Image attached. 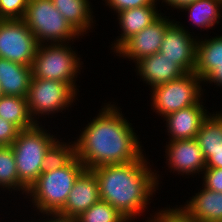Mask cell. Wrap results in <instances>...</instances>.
Wrapping results in <instances>:
<instances>
[{"mask_svg":"<svg viewBox=\"0 0 222 222\" xmlns=\"http://www.w3.org/2000/svg\"><path fill=\"white\" fill-rule=\"evenodd\" d=\"M85 170L83 163L75 156L65 167L42 172L27 190L36 210L41 213L59 212L65 205L74 182Z\"/></svg>","mask_w":222,"mask_h":222,"instance_id":"3","label":"cell"},{"mask_svg":"<svg viewBox=\"0 0 222 222\" xmlns=\"http://www.w3.org/2000/svg\"><path fill=\"white\" fill-rule=\"evenodd\" d=\"M119 111L115 104L103 107L74 142L76 157L86 170L125 164L143 156L138 135Z\"/></svg>","mask_w":222,"mask_h":222,"instance_id":"1","label":"cell"},{"mask_svg":"<svg viewBox=\"0 0 222 222\" xmlns=\"http://www.w3.org/2000/svg\"><path fill=\"white\" fill-rule=\"evenodd\" d=\"M203 81L215 83L219 87L222 86V63H220L219 67L214 69Z\"/></svg>","mask_w":222,"mask_h":222,"instance_id":"33","label":"cell"},{"mask_svg":"<svg viewBox=\"0 0 222 222\" xmlns=\"http://www.w3.org/2000/svg\"><path fill=\"white\" fill-rule=\"evenodd\" d=\"M203 187L222 192V168H205Z\"/></svg>","mask_w":222,"mask_h":222,"instance_id":"28","label":"cell"},{"mask_svg":"<svg viewBox=\"0 0 222 222\" xmlns=\"http://www.w3.org/2000/svg\"><path fill=\"white\" fill-rule=\"evenodd\" d=\"M182 9L188 11L194 26L208 29L219 23L222 0H197Z\"/></svg>","mask_w":222,"mask_h":222,"instance_id":"23","label":"cell"},{"mask_svg":"<svg viewBox=\"0 0 222 222\" xmlns=\"http://www.w3.org/2000/svg\"><path fill=\"white\" fill-rule=\"evenodd\" d=\"M182 207L199 222H222V192L204 187Z\"/></svg>","mask_w":222,"mask_h":222,"instance_id":"18","label":"cell"},{"mask_svg":"<svg viewBox=\"0 0 222 222\" xmlns=\"http://www.w3.org/2000/svg\"><path fill=\"white\" fill-rule=\"evenodd\" d=\"M202 103L199 102L165 116L167 132L171 136L170 141L196 138L204 120L210 115Z\"/></svg>","mask_w":222,"mask_h":222,"instance_id":"14","label":"cell"},{"mask_svg":"<svg viewBox=\"0 0 222 222\" xmlns=\"http://www.w3.org/2000/svg\"><path fill=\"white\" fill-rule=\"evenodd\" d=\"M157 5H145L138 8L126 9L118 12V20L122 34L114 43V52L130 37L157 20L162 13H158Z\"/></svg>","mask_w":222,"mask_h":222,"instance_id":"16","label":"cell"},{"mask_svg":"<svg viewBox=\"0 0 222 222\" xmlns=\"http://www.w3.org/2000/svg\"><path fill=\"white\" fill-rule=\"evenodd\" d=\"M23 20L39 45L67 43L79 34L55 8L52 0H29Z\"/></svg>","mask_w":222,"mask_h":222,"instance_id":"6","label":"cell"},{"mask_svg":"<svg viewBox=\"0 0 222 222\" xmlns=\"http://www.w3.org/2000/svg\"><path fill=\"white\" fill-rule=\"evenodd\" d=\"M163 222H199L194 219L182 206L163 210Z\"/></svg>","mask_w":222,"mask_h":222,"instance_id":"31","label":"cell"},{"mask_svg":"<svg viewBox=\"0 0 222 222\" xmlns=\"http://www.w3.org/2000/svg\"><path fill=\"white\" fill-rule=\"evenodd\" d=\"M166 146V158L168 168L177 171L178 174L193 175L203 172L206 168V161L196 138L185 140L169 141Z\"/></svg>","mask_w":222,"mask_h":222,"instance_id":"12","label":"cell"},{"mask_svg":"<svg viewBox=\"0 0 222 222\" xmlns=\"http://www.w3.org/2000/svg\"><path fill=\"white\" fill-rule=\"evenodd\" d=\"M222 63V36L197 40L195 74L204 80Z\"/></svg>","mask_w":222,"mask_h":222,"instance_id":"20","label":"cell"},{"mask_svg":"<svg viewBox=\"0 0 222 222\" xmlns=\"http://www.w3.org/2000/svg\"><path fill=\"white\" fill-rule=\"evenodd\" d=\"M39 124L31 129L21 130L11 145L19 182L27 190L42 173L45 152L57 140Z\"/></svg>","mask_w":222,"mask_h":222,"instance_id":"4","label":"cell"},{"mask_svg":"<svg viewBox=\"0 0 222 222\" xmlns=\"http://www.w3.org/2000/svg\"><path fill=\"white\" fill-rule=\"evenodd\" d=\"M91 171L98 181L100 199L116 208L128 222L147 209L159 184L157 173L152 172L144 155L132 162L98 166Z\"/></svg>","mask_w":222,"mask_h":222,"instance_id":"2","label":"cell"},{"mask_svg":"<svg viewBox=\"0 0 222 222\" xmlns=\"http://www.w3.org/2000/svg\"><path fill=\"white\" fill-rule=\"evenodd\" d=\"M60 142L57 139L45 152L42 172H49L65 167L75 156V143Z\"/></svg>","mask_w":222,"mask_h":222,"instance_id":"25","label":"cell"},{"mask_svg":"<svg viewBox=\"0 0 222 222\" xmlns=\"http://www.w3.org/2000/svg\"><path fill=\"white\" fill-rule=\"evenodd\" d=\"M111 9L116 11V13L131 9L138 8L145 5H157V0H105Z\"/></svg>","mask_w":222,"mask_h":222,"instance_id":"30","label":"cell"},{"mask_svg":"<svg viewBox=\"0 0 222 222\" xmlns=\"http://www.w3.org/2000/svg\"><path fill=\"white\" fill-rule=\"evenodd\" d=\"M0 117L20 130L31 129L37 124L30 116L27 97L3 95L0 98Z\"/></svg>","mask_w":222,"mask_h":222,"instance_id":"21","label":"cell"},{"mask_svg":"<svg viewBox=\"0 0 222 222\" xmlns=\"http://www.w3.org/2000/svg\"><path fill=\"white\" fill-rule=\"evenodd\" d=\"M3 96V94H2V91H1V88H0V98Z\"/></svg>","mask_w":222,"mask_h":222,"instance_id":"37","label":"cell"},{"mask_svg":"<svg viewBox=\"0 0 222 222\" xmlns=\"http://www.w3.org/2000/svg\"><path fill=\"white\" fill-rule=\"evenodd\" d=\"M55 8L81 36L91 28L93 22L89 0H52ZM85 32V33H84Z\"/></svg>","mask_w":222,"mask_h":222,"instance_id":"19","label":"cell"},{"mask_svg":"<svg viewBox=\"0 0 222 222\" xmlns=\"http://www.w3.org/2000/svg\"><path fill=\"white\" fill-rule=\"evenodd\" d=\"M80 65V58L68 44H41L38 45L31 66L32 77L65 82L77 92L75 77L80 71Z\"/></svg>","mask_w":222,"mask_h":222,"instance_id":"5","label":"cell"},{"mask_svg":"<svg viewBox=\"0 0 222 222\" xmlns=\"http://www.w3.org/2000/svg\"><path fill=\"white\" fill-rule=\"evenodd\" d=\"M77 222H128L116 208L106 201L99 200L88 210L76 217Z\"/></svg>","mask_w":222,"mask_h":222,"instance_id":"26","label":"cell"},{"mask_svg":"<svg viewBox=\"0 0 222 222\" xmlns=\"http://www.w3.org/2000/svg\"><path fill=\"white\" fill-rule=\"evenodd\" d=\"M136 63L137 73L151 89L160 84L181 78L185 73L160 52L139 59Z\"/></svg>","mask_w":222,"mask_h":222,"instance_id":"15","label":"cell"},{"mask_svg":"<svg viewBox=\"0 0 222 222\" xmlns=\"http://www.w3.org/2000/svg\"><path fill=\"white\" fill-rule=\"evenodd\" d=\"M203 81L195 72L152 88V108L163 118L170 113L197 104L201 100Z\"/></svg>","mask_w":222,"mask_h":222,"instance_id":"7","label":"cell"},{"mask_svg":"<svg viewBox=\"0 0 222 222\" xmlns=\"http://www.w3.org/2000/svg\"><path fill=\"white\" fill-rule=\"evenodd\" d=\"M29 0H0L2 19H23Z\"/></svg>","mask_w":222,"mask_h":222,"instance_id":"27","label":"cell"},{"mask_svg":"<svg viewBox=\"0 0 222 222\" xmlns=\"http://www.w3.org/2000/svg\"><path fill=\"white\" fill-rule=\"evenodd\" d=\"M177 21L166 29L159 52L172 60L185 74L196 67L197 39ZM193 37V38H192Z\"/></svg>","mask_w":222,"mask_h":222,"instance_id":"10","label":"cell"},{"mask_svg":"<svg viewBox=\"0 0 222 222\" xmlns=\"http://www.w3.org/2000/svg\"><path fill=\"white\" fill-rule=\"evenodd\" d=\"M196 140L205 160L211 153L222 150V112L210 113L197 133Z\"/></svg>","mask_w":222,"mask_h":222,"instance_id":"22","label":"cell"},{"mask_svg":"<svg viewBox=\"0 0 222 222\" xmlns=\"http://www.w3.org/2000/svg\"><path fill=\"white\" fill-rule=\"evenodd\" d=\"M46 214V216L49 217V215L53 218H47L45 221L41 222H77V219L75 217L65 216L57 212L53 213H43V215ZM52 219V220H51ZM34 222V221H32Z\"/></svg>","mask_w":222,"mask_h":222,"instance_id":"34","label":"cell"},{"mask_svg":"<svg viewBox=\"0 0 222 222\" xmlns=\"http://www.w3.org/2000/svg\"><path fill=\"white\" fill-rule=\"evenodd\" d=\"M197 0H164L163 2H166L168 6L174 7L176 9H182L183 7L192 4Z\"/></svg>","mask_w":222,"mask_h":222,"instance_id":"35","label":"cell"},{"mask_svg":"<svg viewBox=\"0 0 222 222\" xmlns=\"http://www.w3.org/2000/svg\"><path fill=\"white\" fill-rule=\"evenodd\" d=\"M38 45L23 19L0 21V58L32 66Z\"/></svg>","mask_w":222,"mask_h":222,"instance_id":"9","label":"cell"},{"mask_svg":"<svg viewBox=\"0 0 222 222\" xmlns=\"http://www.w3.org/2000/svg\"><path fill=\"white\" fill-rule=\"evenodd\" d=\"M153 218H149L150 220H147L146 222H163V209L159 212H157Z\"/></svg>","mask_w":222,"mask_h":222,"instance_id":"36","label":"cell"},{"mask_svg":"<svg viewBox=\"0 0 222 222\" xmlns=\"http://www.w3.org/2000/svg\"><path fill=\"white\" fill-rule=\"evenodd\" d=\"M166 16H160L152 24L126 40L115 52L117 56L138 61L141 58L156 54L165 35L167 27L172 23Z\"/></svg>","mask_w":222,"mask_h":222,"instance_id":"11","label":"cell"},{"mask_svg":"<svg viewBox=\"0 0 222 222\" xmlns=\"http://www.w3.org/2000/svg\"><path fill=\"white\" fill-rule=\"evenodd\" d=\"M99 200L100 191L95 174L85 169L74 182L64 207L58 213L76 218Z\"/></svg>","mask_w":222,"mask_h":222,"instance_id":"13","label":"cell"},{"mask_svg":"<svg viewBox=\"0 0 222 222\" xmlns=\"http://www.w3.org/2000/svg\"><path fill=\"white\" fill-rule=\"evenodd\" d=\"M76 95L77 92L65 82L31 77L27 96L30 116L38 124L35 119H39L40 114L42 117V114L62 112L73 103Z\"/></svg>","mask_w":222,"mask_h":222,"instance_id":"8","label":"cell"},{"mask_svg":"<svg viewBox=\"0 0 222 222\" xmlns=\"http://www.w3.org/2000/svg\"><path fill=\"white\" fill-rule=\"evenodd\" d=\"M21 130L0 117V146H11Z\"/></svg>","mask_w":222,"mask_h":222,"instance_id":"29","label":"cell"},{"mask_svg":"<svg viewBox=\"0 0 222 222\" xmlns=\"http://www.w3.org/2000/svg\"><path fill=\"white\" fill-rule=\"evenodd\" d=\"M0 187L21 190L26 195L27 189L19 182L15 156L11 146H0Z\"/></svg>","mask_w":222,"mask_h":222,"instance_id":"24","label":"cell"},{"mask_svg":"<svg viewBox=\"0 0 222 222\" xmlns=\"http://www.w3.org/2000/svg\"><path fill=\"white\" fill-rule=\"evenodd\" d=\"M31 77V66L0 58V88L3 95L27 97Z\"/></svg>","mask_w":222,"mask_h":222,"instance_id":"17","label":"cell"},{"mask_svg":"<svg viewBox=\"0 0 222 222\" xmlns=\"http://www.w3.org/2000/svg\"><path fill=\"white\" fill-rule=\"evenodd\" d=\"M206 168H222V150L213 152L206 160Z\"/></svg>","mask_w":222,"mask_h":222,"instance_id":"32","label":"cell"}]
</instances>
